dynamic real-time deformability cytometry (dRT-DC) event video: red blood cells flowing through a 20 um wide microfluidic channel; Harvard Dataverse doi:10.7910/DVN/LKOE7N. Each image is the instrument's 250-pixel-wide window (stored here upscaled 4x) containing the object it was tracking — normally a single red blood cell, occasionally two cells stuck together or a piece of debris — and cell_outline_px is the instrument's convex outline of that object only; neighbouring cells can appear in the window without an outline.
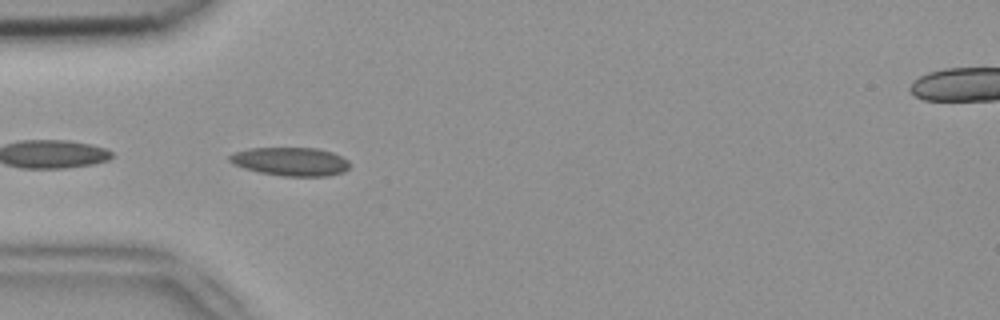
{"species": "common noctule bat (a hibernating species)", "species_latin": "Nyctalus noctula", "temperature_condition": "room temperature", "stored_images_in_passage": 37, "camera_frame_rate_fps": 3000, "um_per_image_px": 0.085, "animal": {"sex": "female", "body_mass_g": 18.4}, "frame": {"image": 1, "passage_image": 1, "time_ms": 0.0, "image_size_px": [1000, 320], "cell_outline_px": [[352, 164], [344, 172], [328, 176], [284, 176], [260, 172], [244, 168], [228, 160], [228, 156], [236, 152], [248, 148], [316, 148], [332, 152], [348, 160]], "centroid_in_image_um": [24.74, 13.73], "position_along_channel_um": 60.3, "area_um2": 19.88}}
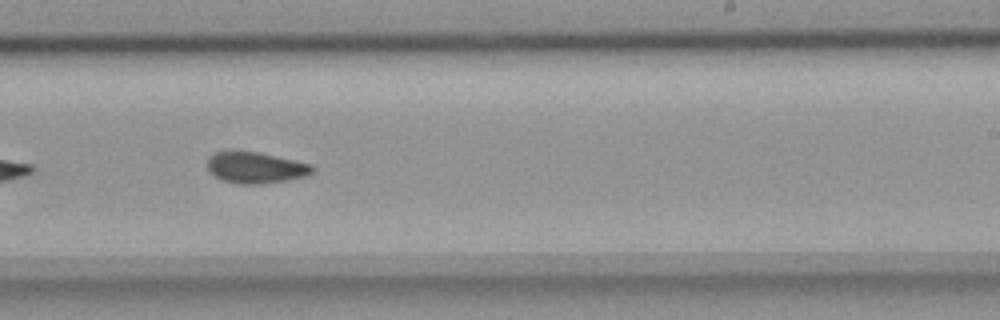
{"frame": {"image": 2, "passage_image": 17, "time_ms": 5.333, "image_size_px": [1000, 320], "cell_outline_px": [[316, 168], [308, 176], [264, 184], [236, 184], [224, 180], [216, 176], [208, 168], [208, 156], [216, 152], [256, 152], [312, 164]], "centroid_in_image_um": [21.77, 14.27], "position_along_channel_um": 267.2, "area_um2": 18.84}}
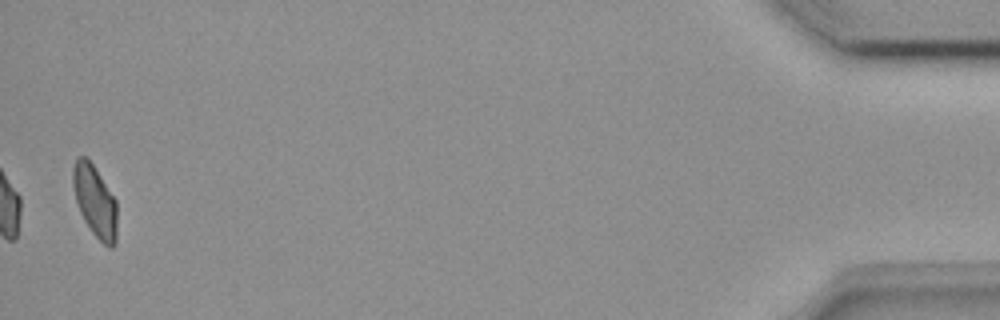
{"frame": {"image": 3, "passage_image": 36, "time_ms": 11.667, "image_size_px": [1000, 320], "cell_outline_px": [[116, 244], [112, 248], [108, 248], [92, 232], [84, 220], [80, 212], [76, 200], [72, 184], [72, 168], [76, 156], [88, 156], [116, 200]], "centroid_in_image_um": [8.06, 17.06], "position_along_channel_um": 427.1, "area_um2": 18.61}, "authors_computed_cell_mechanics": {"area_um2": 19.0162, "velocity_mm_per_s": 3.9494, "shape_relaxation_time_tau1_ms": null, "shape_relaxation_time_tau2_ms": 3.6475, "deformation_change_tau1": null, "deformation_change_tau2": 0.0859}}